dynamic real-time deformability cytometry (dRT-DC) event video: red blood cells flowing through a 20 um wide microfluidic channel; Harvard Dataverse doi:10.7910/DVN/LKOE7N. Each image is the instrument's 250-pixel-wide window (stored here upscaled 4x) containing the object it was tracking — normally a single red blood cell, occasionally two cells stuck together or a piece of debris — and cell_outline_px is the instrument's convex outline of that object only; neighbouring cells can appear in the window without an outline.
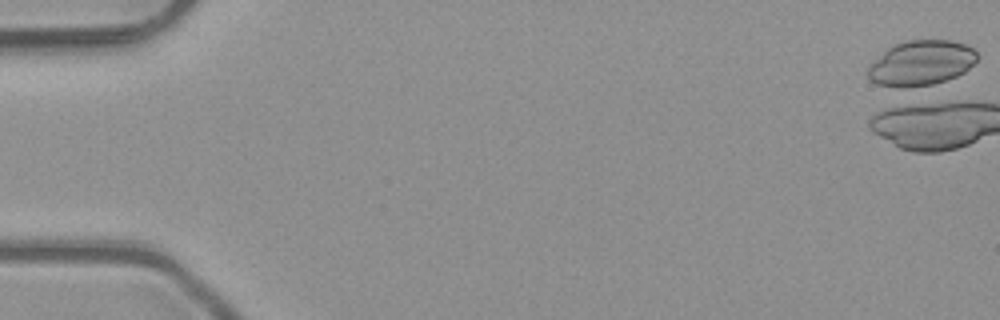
{"species": "common noctule bat (a hibernating species)", "species_latin": "Nyctalus noctula", "temperature_condition": "room temperature", "stored_images_in_passage": 1, "camera_frame_rate_fps": 3000, "um_per_image_px": 0.085, "animal": {"sex": "male", "body_mass_g": 23.1, "forearm_length_mm": 52.7}, "frame": {"image": 1, "passage_image": 1, "time_ms": 0.0, "image_size_px": [1000, 320], "cell_outline_px": [[976, 60], [964, 72], [956, 76], [932, 84], [904, 88], [900, 88], [876, 84], [868, 76], [868, 68], [888, 48], [896, 44], [908, 40], [948, 40], [964, 44], [972, 48], [976, 52]], "centroid_in_image_um": [78.29, 5.36], "position_along_channel_um": 6.7, "area_um2": 28.15}}